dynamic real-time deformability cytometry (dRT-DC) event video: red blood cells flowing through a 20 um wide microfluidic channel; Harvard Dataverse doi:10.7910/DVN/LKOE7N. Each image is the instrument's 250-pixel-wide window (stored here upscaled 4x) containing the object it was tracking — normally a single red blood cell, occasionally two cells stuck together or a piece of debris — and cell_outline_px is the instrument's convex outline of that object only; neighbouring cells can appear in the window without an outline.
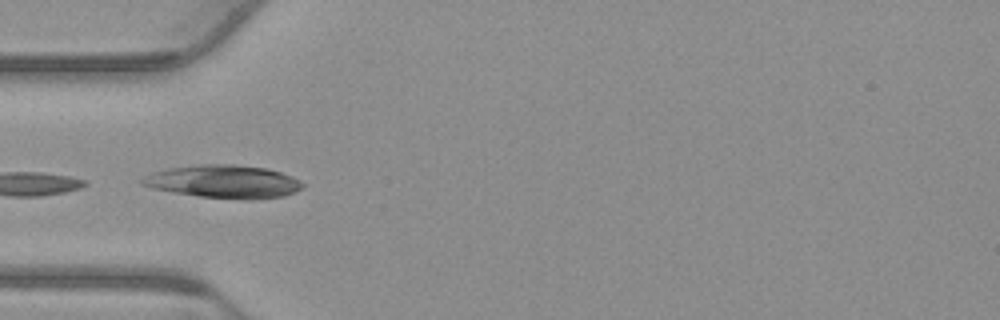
{"species": "common noctule bat (a hibernating species)", "species_latin": "Nyctalus noctula", "temperature_condition": "warm", "stored_images_in_passage": 37, "camera_frame_rate_fps": 3000, "um_per_image_px": 0.085, "animal": {"sex": "male", "body_mass_g": 23.1, "forearm_length_mm": 52.7}, "frame": {"image": 1, "passage_image": 1, "time_ms": 0.0, "image_size_px": [1000, 320], "cell_outline_px": [[304, 184], [300, 188], [284, 196], [252, 200], [244, 200], [196, 196], [172, 192], [152, 188], [140, 184], [140, 180], [144, 176], [168, 168], [200, 164], [236, 164], [264, 168], [280, 172], [292, 176], [300, 180]], "centroid_in_image_um": [19.0, 15.44], "position_along_channel_um": 66.0, "area_um2": 30.92}, "authors_computed_cell_mechanics": {"area_um2": 13.583, "velocity_mm_per_s": 3.7695, "shape_relaxation_time_tau1_ms": null, "shape_relaxation_time_tau2_ms": 7.8085, "deformation_change_tau1": null, "deformation_change_tau2": 0.0939}}